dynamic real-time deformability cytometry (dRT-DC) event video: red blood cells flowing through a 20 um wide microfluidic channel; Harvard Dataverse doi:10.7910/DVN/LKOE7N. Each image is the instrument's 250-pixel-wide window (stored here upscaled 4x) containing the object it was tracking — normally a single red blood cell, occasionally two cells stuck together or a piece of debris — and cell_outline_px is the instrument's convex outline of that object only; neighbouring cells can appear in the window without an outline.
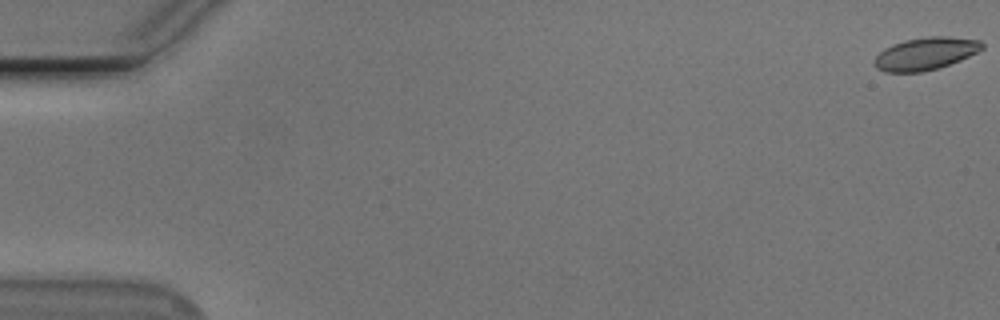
{"species": "Egyptian fruit bat (a non-hibernating species)", "species_latin": "Rousettus aegyptiacus", "temperature_condition": "cold", "stored_images_in_passage": 11, "camera_frame_rate_fps": 3000, "um_per_image_px": 0.085, "animal": {"sex": "male"}, "frame": {"image": 1, "passage_image": 1, "time_ms": 0.0, "image_size_px": [1000, 320], "cell_outline_px": [[984, 48], [960, 60], [940, 68], [920, 72], [884, 72], [876, 68], [872, 64], [876, 56], [884, 48], [892, 44], [904, 40], [928, 36], [948, 36], [980, 40], [984, 44]], "centroid_in_image_um": [78.65, 4.56], "position_along_channel_um": 6.4, "area_um2": 20.58}}